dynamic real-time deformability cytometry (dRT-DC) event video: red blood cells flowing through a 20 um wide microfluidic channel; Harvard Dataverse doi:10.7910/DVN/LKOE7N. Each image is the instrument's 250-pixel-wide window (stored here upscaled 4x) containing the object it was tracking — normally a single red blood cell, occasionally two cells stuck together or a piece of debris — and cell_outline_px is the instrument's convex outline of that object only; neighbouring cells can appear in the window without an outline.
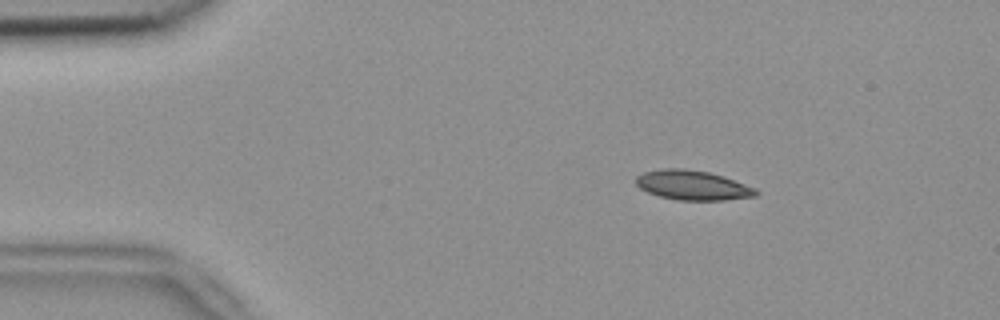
{"species": "common noctule bat (a hibernating species)", "species_latin": "Nyctalus noctula", "temperature_condition": "room temperature", "stored_images_in_passage": 46, "camera_frame_rate_fps": 3000, "um_per_image_px": 0.085, "animal": {"sex": "female", "body_mass_g": 18.4}, "frame": {"image": 1, "passage_image": 1, "time_ms": 0.0, "image_size_px": [1000, 320], "cell_outline_px": [[760, 192], [756, 196], [724, 200], [676, 200], [660, 196], [648, 192], [640, 188], [636, 184], [636, 176], [644, 172], [660, 168], [684, 168], [708, 172], [724, 176], [756, 188]], "centroid_in_image_um": [58.88, 15.74], "position_along_channel_um": 26.1, "area_um2": 20.81}}
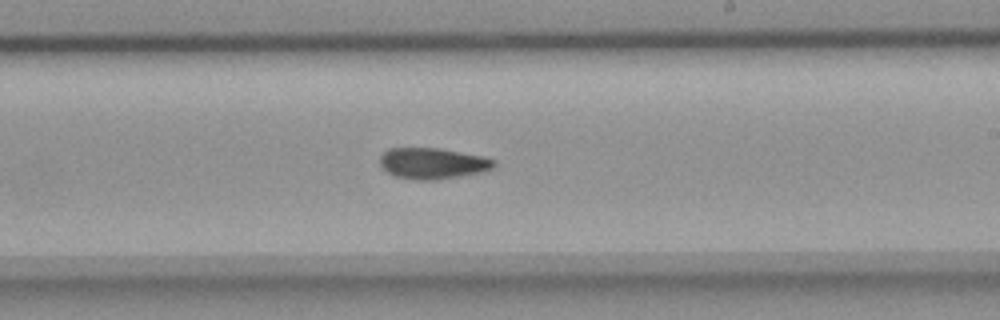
{"frame": {"image": 2, "passage_image": 24, "time_ms": 7.667, "image_size_px": [1000, 320], "cell_outline_px": [[496, 164], [492, 168], [484, 172], [436, 180], [416, 180], [396, 176], [380, 168], [380, 156], [388, 148], [440, 148], [484, 156], [496, 160]], "centroid_in_image_um": [36.79, 13.88], "position_along_channel_um": 252.2, "area_um2": 20.87}}
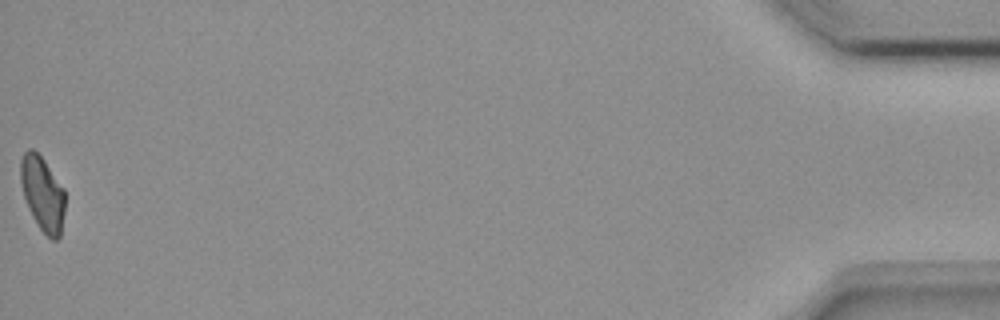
{"frame": {"image": 3, "passage_image": 46, "time_ms": 15.0, "image_size_px": [1000, 320], "cell_outline_px": [[64, 212], [60, 236], [56, 240], [52, 240], [40, 228], [32, 216], [28, 208], [20, 184], [20, 160], [24, 152], [28, 148], [32, 148], [44, 160], [64, 188]], "centroid_in_image_um": [3.6, 16.44], "position_along_channel_um": 431.6, "area_um2": 19.25}, "authors_computed_cell_mechanics": {"area_um2": 20.3745, "velocity_mm_per_s": 3.7894, "shape_relaxation_time_tau1_ms": 8.0003, "shape_relaxation_time_tau2_ms": 8.1119, "deformation_change_tau1": 0.1877, "deformation_change_tau2": 0.139}}